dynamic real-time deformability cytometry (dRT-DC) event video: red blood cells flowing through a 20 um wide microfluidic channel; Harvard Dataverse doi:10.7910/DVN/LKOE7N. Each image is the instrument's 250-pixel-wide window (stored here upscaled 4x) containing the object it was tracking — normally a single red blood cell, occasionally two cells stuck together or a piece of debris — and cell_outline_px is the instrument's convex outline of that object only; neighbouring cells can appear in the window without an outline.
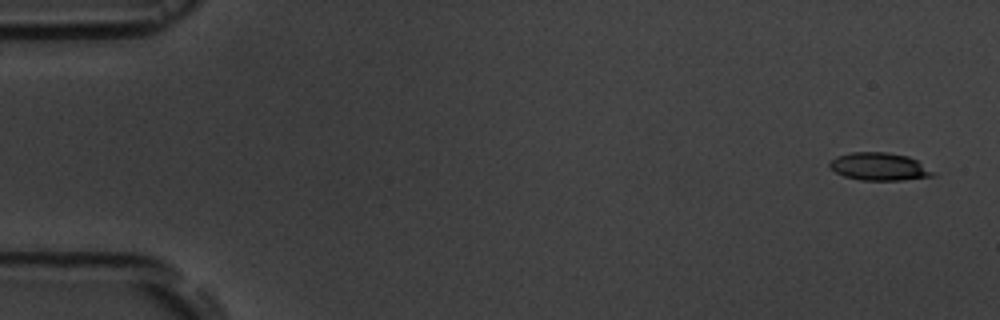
{"species": "common noctule bat (a hibernating species)", "species_latin": "Nyctalus noctula", "temperature_condition": "room temperature", "stored_images_in_passage": 5, "segment_of_instrument_passage": [1, 2], "camera_frame_rate_fps": 3000, "um_per_image_px": 0.085, "animal": {"sex": "male", "body_mass_g": 19.5, "forearm_length_mm": 54.6}, "frame": {"image": 1, "passage_image": 1, "time_ms": 0.0, "image_size_px": [1000, 320], "cell_outline_px": [[936, 176], [900, 180], [860, 180], [844, 176], [828, 168], [828, 164], [836, 156], [852, 152], [888, 152], [908, 156], [916, 160], [936, 172]], "centroid_in_image_um": [74.74, 14.16], "position_along_channel_um": 10.3, "area_um2": 16.82}}
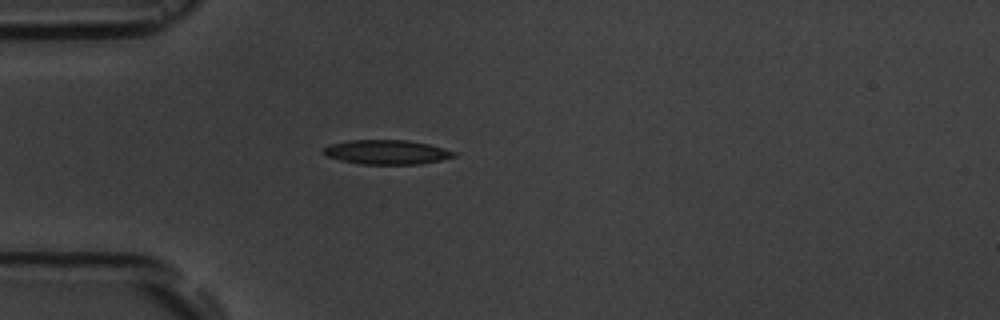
{"frame": {"image": 2, "passage_image": 4, "time_ms": 4.667, "image_size_px": [1000, 320], "cell_outline_px": [[456, 156], [440, 160], [420, 164], [360, 164], [340, 160], [328, 156], [320, 152], [324, 148], [332, 144], [348, 140], [408, 140], [428, 144], [444, 148], [456, 152]], "centroid_in_image_um": [32.87, 12.93], "position_along_channel_um": 52.1, "area_um2": 18.5}}